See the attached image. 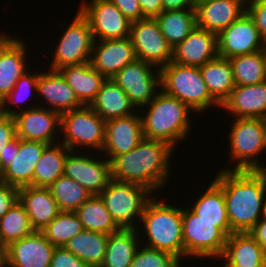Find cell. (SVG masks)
<instances>
[{"mask_svg": "<svg viewBox=\"0 0 266 267\" xmlns=\"http://www.w3.org/2000/svg\"><path fill=\"white\" fill-rule=\"evenodd\" d=\"M153 67L155 66L150 63L136 59L112 77L136 109L149 104L161 89L160 69Z\"/></svg>", "mask_w": 266, "mask_h": 267, "instance_id": "8fae6325", "label": "cell"}, {"mask_svg": "<svg viewBox=\"0 0 266 267\" xmlns=\"http://www.w3.org/2000/svg\"><path fill=\"white\" fill-rule=\"evenodd\" d=\"M219 56L217 34L195 27L175 48L172 62L201 67Z\"/></svg>", "mask_w": 266, "mask_h": 267, "instance_id": "44dd1931", "label": "cell"}, {"mask_svg": "<svg viewBox=\"0 0 266 267\" xmlns=\"http://www.w3.org/2000/svg\"><path fill=\"white\" fill-rule=\"evenodd\" d=\"M68 24L52 51L51 70H59L67 65H80L90 61L94 38L87 18L79 11Z\"/></svg>", "mask_w": 266, "mask_h": 267, "instance_id": "30bf717a", "label": "cell"}, {"mask_svg": "<svg viewBox=\"0 0 266 267\" xmlns=\"http://www.w3.org/2000/svg\"><path fill=\"white\" fill-rule=\"evenodd\" d=\"M81 1L79 11L90 23L94 40L129 37L131 23L110 0Z\"/></svg>", "mask_w": 266, "mask_h": 267, "instance_id": "4fadbf2b", "label": "cell"}, {"mask_svg": "<svg viewBox=\"0 0 266 267\" xmlns=\"http://www.w3.org/2000/svg\"><path fill=\"white\" fill-rule=\"evenodd\" d=\"M153 194L145 186L111 179L99 196L121 229H135Z\"/></svg>", "mask_w": 266, "mask_h": 267, "instance_id": "ba28073f", "label": "cell"}, {"mask_svg": "<svg viewBox=\"0 0 266 267\" xmlns=\"http://www.w3.org/2000/svg\"><path fill=\"white\" fill-rule=\"evenodd\" d=\"M34 231L25 207L19 200L0 219V232L7 246Z\"/></svg>", "mask_w": 266, "mask_h": 267, "instance_id": "ab89813d", "label": "cell"}, {"mask_svg": "<svg viewBox=\"0 0 266 267\" xmlns=\"http://www.w3.org/2000/svg\"><path fill=\"white\" fill-rule=\"evenodd\" d=\"M139 3L146 18H156L162 12L161 0H139Z\"/></svg>", "mask_w": 266, "mask_h": 267, "instance_id": "681fc988", "label": "cell"}, {"mask_svg": "<svg viewBox=\"0 0 266 267\" xmlns=\"http://www.w3.org/2000/svg\"><path fill=\"white\" fill-rule=\"evenodd\" d=\"M19 201L24 205L35 231L43 230L60 212L49 188L21 187Z\"/></svg>", "mask_w": 266, "mask_h": 267, "instance_id": "4316f807", "label": "cell"}, {"mask_svg": "<svg viewBox=\"0 0 266 267\" xmlns=\"http://www.w3.org/2000/svg\"><path fill=\"white\" fill-rule=\"evenodd\" d=\"M16 125L13 116L0 114V153L16 138Z\"/></svg>", "mask_w": 266, "mask_h": 267, "instance_id": "bcb514c9", "label": "cell"}, {"mask_svg": "<svg viewBox=\"0 0 266 267\" xmlns=\"http://www.w3.org/2000/svg\"><path fill=\"white\" fill-rule=\"evenodd\" d=\"M181 261L169 252L139 246L130 267H176Z\"/></svg>", "mask_w": 266, "mask_h": 267, "instance_id": "b9f144b4", "label": "cell"}, {"mask_svg": "<svg viewBox=\"0 0 266 267\" xmlns=\"http://www.w3.org/2000/svg\"><path fill=\"white\" fill-rule=\"evenodd\" d=\"M71 150L63 143L48 145L36 164L32 186L49 188L59 177L64 174V163Z\"/></svg>", "mask_w": 266, "mask_h": 267, "instance_id": "1f68e13d", "label": "cell"}, {"mask_svg": "<svg viewBox=\"0 0 266 267\" xmlns=\"http://www.w3.org/2000/svg\"><path fill=\"white\" fill-rule=\"evenodd\" d=\"M0 248H7V245H6L5 242L3 241L1 232H0Z\"/></svg>", "mask_w": 266, "mask_h": 267, "instance_id": "11a10c76", "label": "cell"}, {"mask_svg": "<svg viewBox=\"0 0 266 267\" xmlns=\"http://www.w3.org/2000/svg\"><path fill=\"white\" fill-rule=\"evenodd\" d=\"M260 220L266 221V195L264 197L263 204H262V211H261Z\"/></svg>", "mask_w": 266, "mask_h": 267, "instance_id": "db71d44e", "label": "cell"}, {"mask_svg": "<svg viewBox=\"0 0 266 267\" xmlns=\"http://www.w3.org/2000/svg\"><path fill=\"white\" fill-rule=\"evenodd\" d=\"M24 40L6 33L0 34V98L3 99L13 90L18 79L28 70V46Z\"/></svg>", "mask_w": 266, "mask_h": 267, "instance_id": "d6986e66", "label": "cell"}, {"mask_svg": "<svg viewBox=\"0 0 266 267\" xmlns=\"http://www.w3.org/2000/svg\"><path fill=\"white\" fill-rule=\"evenodd\" d=\"M109 234L83 230L70 239L64 248L90 267H100L104 261Z\"/></svg>", "mask_w": 266, "mask_h": 267, "instance_id": "d6a6232c", "label": "cell"}, {"mask_svg": "<svg viewBox=\"0 0 266 267\" xmlns=\"http://www.w3.org/2000/svg\"><path fill=\"white\" fill-rule=\"evenodd\" d=\"M19 151V138L16 137L11 141L4 151L0 153V173L12 163V160H15V157L18 155Z\"/></svg>", "mask_w": 266, "mask_h": 267, "instance_id": "c3c4849f", "label": "cell"}, {"mask_svg": "<svg viewBox=\"0 0 266 267\" xmlns=\"http://www.w3.org/2000/svg\"><path fill=\"white\" fill-rule=\"evenodd\" d=\"M247 0H209L197 2V27L219 34L246 12Z\"/></svg>", "mask_w": 266, "mask_h": 267, "instance_id": "7402d4cb", "label": "cell"}, {"mask_svg": "<svg viewBox=\"0 0 266 267\" xmlns=\"http://www.w3.org/2000/svg\"><path fill=\"white\" fill-rule=\"evenodd\" d=\"M229 131V161H237L227 170H266L260 165L259 155L266 150V120L261 118H235ZM258 156V157H257Z\"/></svg>", "mask_w": 266, "mask_h": 267, "instance_id": "52a82bcc", "label": "cell"}, {"mask_svg": "<svg viewBox=\"0 0 266 267\" xmlns=\"http://www.w3.org/2000/svg\"><path fill=\"white\" fill-rule=\"evenodd\" d=\"M90 107L105 121L126 117L137 111L125 91L112 78L102 83Z\"/></svg>", "mask_w": 266, "mask_h": 267, "instance_id": "83f0119b", "label": "cell"}, {"mask_svg": "<svg viewBox=\"0 0 266 267\" xmlns=\"http://www.w3.org/2000/svg\"><path fill=\"white\" fill-rule=\"evenodd\" d=\"M60 130L63 134L61 142L71 151H78L79 147H92L94 154L98 155L97 151H102L104 147L106 121L90 106L61 114Z\"/></svg>", "mask_w": 266, "mask_h": 267, "instance_id": "9c48e42d", "label": "cell"}, {"mask_svg": "<svg viewBox=\"0 0 266 267\" xmlns=\"http://www.w3.org/2000/svg\"><path fill=\"white\" fill-rule=\"evenodd\" d=\"M19 200V188L0 181V219Z\"/></svg>", "mask_w": 266, "mask_h": 267, "instance_id": "f6af8a7d", "label": "cell"}, {"mask_svg": "<svg viewBox=\"0 0 266 267\" xmlns=\"http://www.w3.org/2000/svg\"><path fill=\"white\" fill-rule=\"evenodd\" d=\"M73 89L84 106L95 100L106 78L94 69L89 62L80 65H67L58 70Z\"/></svg>", "mask_w": 266, "mask_h": 267, "instance_id": "f1b7e54d", "label": "cell"}, {"mask_svg": "<svg viewBox=\"0 0 266 267\" xmlns=\"http://www.w3.org/2000/svg\"><path fill=\"white\" fill-rule=\"evenodd\" d=\"M13 118L19 139L41 141L48 145L55 144L60 139L57 136L60 134L61 115L45 105L22 108Z\"/></svg>", "mask_w": 266, "mask_h": 267, "instance_id": "2e32d148", "label": "cell"}, {"mask_svg": "<svg viewBox=\"0 0 266 267\" xmlns=\"http://www.w3.org/2000/svg\"><path fill=\"white\" fill-rule=\"evenodd\" d=\"M204 191L190 209L208 222H229L222 188L212 180Z\"/></svg>", "mask_w": 266, "mask_h": 267, "instance_id": "8d00e7d4", "label": "cell"}, {"mask_svg": "<svg viewBox=\"0 0 266 267\" xmlns=\"http://www.w3.org/2000/svg\"><path fill=\"white\" fill-rule=\"evenodd\" d=\"M88 152V149L86 154L80 150L70 151L65 159L63 175L75 180L91 195H99L111 180L110 161L105 157L100 159V156L97 159L92 153L87 155Z\"/></svg>", "mask_w": 266, "mask_h": 267, "instance_id": "5bb4252c", "label": "cell"}, {"mask_svg": "<svg viewBox=\"0 0 266 267\" xmlns=\"http://www.w3.org/2000/svg\"><path fill=\"white\" fill-rule=\"evenodd\" d=\"M39 72L31 73L28 71L25 72L16 82L13 90L3 99L2 103V113L8 116H13L17 112L20 111L14 108H11V104H15V107L21 106L18 103L25 104L29 97H32L33 92H37V80H38ZM10 104V106L8 105ZM14 109V110H13Z\"/></svg>", "mask_w": 266, "mask_h": 267, "instance_id": "60d3db41", "label": "cell"}, {"mask_svg": "<svg viewBox=\"0 0 266 267\" xmlns=\"http://www.w3.org/2000/svg\"><path fill=\"white\" fill-rule=\"evenodd\" d=\"M213 180L223 190L231 231L249 232L261 218L266 195V170L224 168Z\"/></svg>", "mask_w": 266, "mask_h": 267, "instance_id": "6da1fadb", "label": "cell"}, {"mask_svg": "<svg viewBox=\"0 0 266 267\" xmlns=\"http://www.w3.org/2000/svg\"><path fill=\"white\" fill-rule=\"evenodd\" d=\"M47 146L48 144L41 141L19 139L18 155L0 173V181L17 188L32 186L36 164Z\"/></svg>", "mask_w": 266, "mask_h": 267, "instance_id": "cb8c5ba5", "label": "cell"}, {"mask_svg": "<svg viewBox=\"0 0 266 267\" xmlns=\"http://www.w3.org/2000/svg\"><path fill=\"white\" fill-rule=\"evenodd\" d=\"M233 118H266V81L253 85H235L221 107Z\"/></svg>", "mask_w": 266, "mask_h": 267, "instance_id": "d4e9b609", "label": "cell"}, {"mask_svg": "<svg viewBox=\"0 0 266 267\" xmlns=\"http://www.w3.org/2000/svg\"><path fill=\"white\" fill-rule=\"evenodd\" d=\"M156 199L154 196L146 204L138 223L142 227L140 225L137 229L140 227L142 234L146 235H139L144 242L146 240L142 245L169 252L181 261L184 259L182 208Z\"/></svg>", "mask_w": 266, "mask_h": 267, "instance_id": "277c9868", "label": "cell"}, {"mask_svg": "<svg viewBox=\"0 0 266 267\" xmlns=\"http://www.w3.org/2000/svg\"><path fill=\"white\" fill-rule=\"evenodd\" d=\"M55 246L41 231L7 246L8 267H50Z\"/></svg>", "mask_w": 266, "mask_h": 267, "instance_id": "ffe728a7", "label": "cell"}, {"mask_svg": "<svg viewBox=\"0 0 266 267\" xmlns=\"http://www.w3.org/2000/svg\"><path fill=\"white\" fill-rule=\"evenodd\" d=\"M246 11L266 42V0H247Z\"/></svg>", "mask_w": 266, "mask_h": 267, "instance_id": "7bdbcfd3", "label": "cell"}, {"mask_svg": "<svg viewBox=\"0 0 266 267\" xmlns=\"http://www.w3.org/2000/svg\"><path fill=\"white\" fill-rule=\"evenodd\" d=\"M235 85H253L266 81V49L229 59Z\"/></svg>", "mask_w": 266, "mask_h": 267, "instance_id": "d590c367", "label": "cell"}, {"mask_svg": "<svg viewBox=\"0 0 266 267\" xmlns=\"http://www.w3.org/2000/svg\"><path fill=\"white\" fill-rule=\"evenodd\" d=\"M218 54L230 59L266 49V42L246 11L217 35Z\"/></svg>", "mask_w": 266, "mask_h": 267, "instance_id": "9a60e30c", "label": "cell"}, {"mask_svg": "<svg viewBox=\"0 0 266 267\" xmlns=\"http://www.w3.org/2000/svg\"><path fill=\"white\" fill-rule=\"evenodd\" d=\"M130 21L135 22L145 19L139 0H110Z\"/></svg>", "mask_w": 266, "mask_h": 267, "instance_id": "7dc6e473", "label": "cell"}, {"mask_svg": "<svg viewBox=\"0 0 266 267\" xmlns=\"http://www.w3.org/2000/svg\"><path fill=\"white\" fill-rule=\"evenodd\" d=\"M211 96L220 104L229 97L235 87L229 59L218 56L199 67Z\"/></svg>", "mask_w": 266, "mask_h": 267, "instance_id": "4dcf8cb0", "label": "cell"}, {"mask_svg": "<svg viewBox=\"0 0 266 267\" xmlns=\"http://www.w3.org/2000/svg\"><path fill=\"white\" fill-rule=\"evenodd\" d=\"M75 213L79 217L84 230L112 234L121 229L112 219L99 195H92Z\"/></svg>", "mask_w": 266, "mask_h": 267, "instance_id": "e575fe53", "label": "cell"}, {"mask_svg": "<svg viewBox=\"0 0 266 267\" xmlns=\"http://www.w3.org/2000/svg\"><path fill=\"white\" fill-rule=\"evenodd\" d=\"M184 257L221 258L227 237L233 232L229 222H208L188 206L182 207ZM190 256V257H189Z\"/></svg>", "mask_w": 266, "mask_h": 267, "instance_id": "5b68a950", "label": "cell"}, {"mask_svg": "<svg viewBox=\"0 0 266 267\" xmlns=\"http://www.w3.org/2000/svg\"><path fill=\"white\" fill-rule=\"evenodd\" d=\"M155 19L172 48L182 42L197 26L196 9L162 11Z\"/></svg>", "mask_w": 266, "mask_h": 267, "instance_id": "836d02e7", "label": "cell"}, {"mask_svg": "<svg viewBox=\"0 0 266 267\" xmlns=\"http://www.w3.org/2000/svg\"><path fill=\"white\" fill-rule=\"evenodd\" d=\"M137 59L129 37L94 40L90 63L106 79L112 78L124 66Z\"/></svg>", "mask_w": 266, "mask_h": 267, "instance_id": "ac0fdd59", "label": "cell"}, {"mask_svg": "<svg viewBox=\"0 0 266 267\" xmlns=\"http://www.w3.org/2000/svg\"><path fill=\"white\" fill-rule=\"evenodd\" d=\"M2 105H3V103H2V100L0 98V114L2 113Z\"/></svg>", "mask_w": 266, "mask_h": 267, "instance_id": "9f6ffc18", "label": "cell"}, {"mask_svg": "<svg viewBox=\"0 0 266 267\" xmlns=\"http://www.w3.org/2000/svg\"><path fill=\"white\" fill-rule=\"evenodd\" d=\"M50 267H90L64 247H55Z\"/></svg>", "mask_w": 266, "mask_h": 267, "instance_id": "ee69618b", "label": "cell"}, {"mask_svg": "<svg viewBox=\"0 0 266 267\" xmlns=\"http://www.w3.org/2000/svg\"><path fill=\"white\" fill-rule=\"evenodd\" d=\"M175 149L167 142L143 138L131 151L110 161L111 179L145 186L155 195L169 182Z\"/></svg>", "mask_w": 266, "mask_h": 267, "instance_id": "7a4b0ae2", "label": "cell"}, {"mask_svg": "<svg viewBox=\"0 0 266 267\" xmlns=\"http://www.w3.org/2000/svg\"><path fill=\"white\" fill-rule=\"evenodd\" d=\"M60 211L75 212L92 195L75 180L59 177L49 187Z\"/></svg>", "mask_w": 266, "mask_h": 267, "instance_id": "74e56055", "label": "cell"}, {"mask_svg": "<svg viewBox=\"0 0 266 267\" xmlns=\"http://www.w3.org/2000/svg\"><path fill=\"white\" fill-rule=\"evenodd\" d=\"M222 258L224 267H266V253L249 232L230 234Z\"/></svg>", "mask_w": 266, "mask_h": 267, "instance_id": "484cf974", "label": "cell"}, {"mask_svg": "<svg viewBox=\"0 0 266 267\" xmlns=\"http://www.w3.org/2000/svg\"><path fill=\"white\" fill-rule=\"evenodd\" d=\"M197 2H204V1H209V0H196Z\"/></svg>", "mask_w": 266, "mask_h": 267, "instance_id": "6f0895ef", "label": "cell"}, {"mask_svg": "<svg viewBox=\"0 0 266 267\" xmlns=\"http://www.w3.org/2000/svg\"><path fill=\"white\" fill-rule=\"evenodd\" d=\"M249 234L255 239V241L266 253V221L259 220L249 231Z\"/></svg>", "mask_w": 266, "mask_h": 267, "instance_id": "816d5d0a", "label": "cell"}, {"mask_svg": "<svg viewBox=\"0 0 266 267\" xmlns=\"http://www.w3.org/2000/svg\"><path fill=\"white\" fill-rule=\"evenodd\" d=\"M0 267H8L7 248H0Z\"/></svg>", "mask_w": 266, "mask_h": 267, "instance_id": "f5cc1de1", "label": "cell"}, {"mask_svg": "<svg viewBox=\"0 0 266 267\" xmlns=\"http://www.w3.org/2000/svg\"><path fill=\"white\" fill-rule=\"evenodd\" d=\"M140 229H120L109 234L104 261L100 267H130L141 242ZM138 236V237H137Z\"/></svg>", "mask_w": 266, "mask_h": 267, "instance_id": "f546056e", "label": "cell"}, {"mask_svg": "<svg viewBox=\"0 0 266 267\" xmlns=\"http://www.w3.org/2000/svg\"><path fill=\"white\" fill-rule=\"evenodd\" d=\"M138 113L106 121L105 144L101 153L105 152L108 161L131 151L144 138L141 114Z\"/></svg>", "mask_w": 266, "mask_h": 267, "instance_id": "e0dca14e", "label": "cell"}, {"mask_svg": "<svg viewBox=\"0 0 266 267\" xmlns=\"http://www.w3.org/2000/svg\"><path fill=\"white\" fill-rule=\"evenodd\" d=\"M83 230V225L75 212L60 211L41 232L55 247H64Z\"/></svg>", "mask_w": 266, "mask_h": 267, "instance_id": "f35d334b", "label": "cell"}, {"mask_svg": "<svg viewBox=\"0 0 266 267\" xmlns=\"http://www.w3.org/2000/svg\"><path fill=\"white\" fill-rule=\"evenodd\" d=\"M129 38L137 59L161 69L172 61L173 48L163 36L155 18H145L131 23Z\"/></svg>", "mask_w": 266, "mask_h": 267, "instance_id": "7c38bea8", "label": "cell"}, {"mask_svg": "<svg viewBox=\"0 0 266 267\" xmlns=\"http://www.w3.org/2000/svg\"><path fill=\"white\" fill-rule=\"evenodd\" d=\"M143 108L148 110L146 114H141L144 138L164 141L176 147L179 140L182 142L189 136L192 127L189 116L193 110L176 97L160 90Z\"/></svg>", "mask_w": 266, "mask_h": 267, "instance_id": "3957f363", "label": "cell"}, {"mask_svg": "<svg viewBox=\"0 0 266 267\" xmlns=\"http://www.w3.org/2000/svg\"><path fill=\"white\" fill-rule=\"evenodd\" d=\"M161 90L188 105L194 113L221 105L211 96L199 67L170 62L160 69ZM211 106V107H210Z\"/></svg>", "mask_w": 266, "mask_h": 267, "instance_id": "8992f818", "label": "cell"}, {"mask_svg": "<svg viewBox=\"0 0 266 267\" xmlns=\"http://www.w3.org/2000/svg\"><path fill=\"white\" fill-rule=\"evenodd\" d=\"M37 94L47 102L46 108L60 115L84 106L58 70L49 69L39 73Z\"/></svg>", "mask_w": 266, "mask_h": 267, "instance_id": "603a6c76", "label": "cell"}, {"mask_svg": "<svg viewBox=\"0 0 266 267\" xmlns=\"http://www.w3.org/2000/svg\"><path fill=\"white\" fill-rule=\"evenodd\" d=\"M162 11L195 9L196 0H161Z\"/></svg>", "mask_w": 266, "mask_h": 267, "instance_id": "f907efd6", "label": "cell"}]
</instances>
